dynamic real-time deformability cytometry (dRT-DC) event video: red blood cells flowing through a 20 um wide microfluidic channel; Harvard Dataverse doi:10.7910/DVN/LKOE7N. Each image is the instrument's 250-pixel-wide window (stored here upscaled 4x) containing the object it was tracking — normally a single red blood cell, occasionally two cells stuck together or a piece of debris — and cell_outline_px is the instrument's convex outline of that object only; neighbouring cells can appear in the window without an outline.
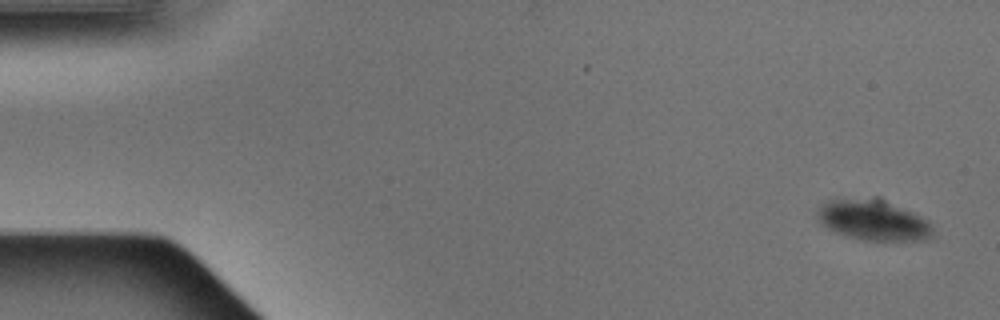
{"species": "Egyptian fruit bat (a non-hibernating species)", "species_latin": "Rousettus aegyptiacus", "temperature_condition": "warm", "stored_images_in_passage": 6, "camera_frame_rate_fps": 3000, "um_per_image_px": 0.085, "animal": {"sex": "male"}, "frame": {"image": 1, "passage_image": 5, "time_ms": 1.333, "image_size_px": [1000, 320], "cell_outline_px": [[932, 240], [864, 240], [836, 232], [820, 224], [816, 216], [820, 208], [828, 200], [880, 200], [912, 212], [928, 220], [932, 228]], "centroid_in_image_um": [74.25, 18.76], "position_along_channel_um": 10.7, "area_um2": 26.24}}